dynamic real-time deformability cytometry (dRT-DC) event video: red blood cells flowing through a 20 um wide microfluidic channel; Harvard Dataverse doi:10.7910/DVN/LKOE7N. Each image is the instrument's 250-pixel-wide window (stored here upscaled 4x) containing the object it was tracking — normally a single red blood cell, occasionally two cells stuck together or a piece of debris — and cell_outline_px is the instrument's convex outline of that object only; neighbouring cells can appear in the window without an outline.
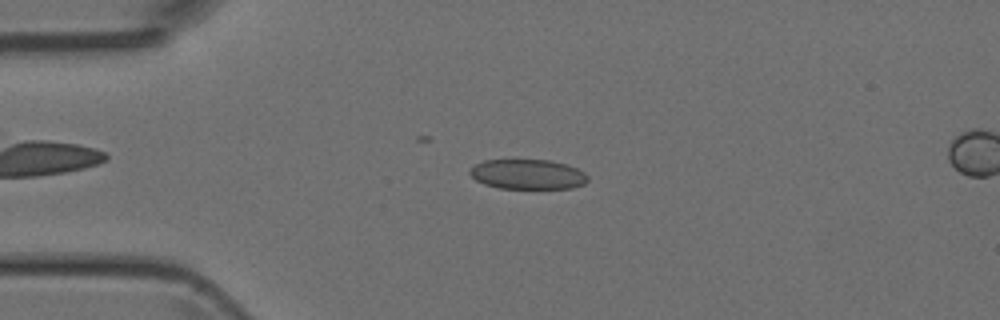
{"species": "Egyptian fruit bat (a non-hibernating species)", "species_latin": "Rousettus aegyptiacus", "temperature_condition": "room temperature", "stored_images_in_passage": 26, "camera_frame_rate_fps": 3000, "um_per_image_px": 0.085, "animal": {"sex": "female"}, "frame": {"image": 1, "passage_image": 10, "time_ms": 3.0, "image_size_px": [1000, 320], "cell_outline_px": [[588, 180], [584, 184], [572, 188], [500, 188], [484, 184], [476, 180], [468, 172], [468, 168], [484, 160], [548, 160], [564, 164], [576, 168], [584, 172], [588, 176]], "centroid_in_image_um": [44.83, 14.81], "position_along_channel_um": 40.2, "area_um2": 20.46}}
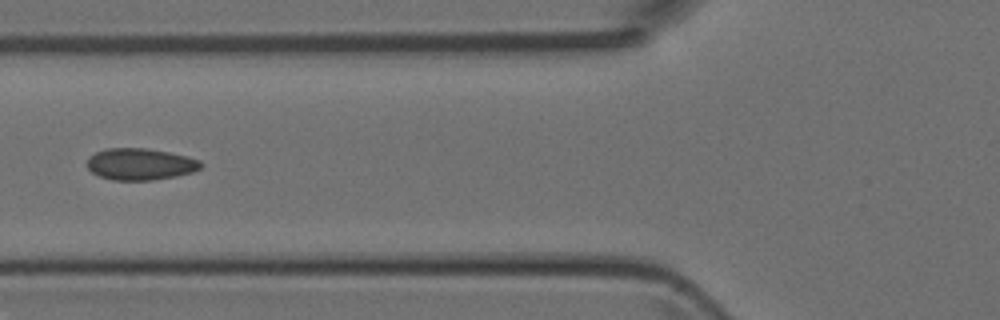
{"frame": {"image": 2, "passage_image": 17, "time_ms": 5.333, "image_size_px": [1000, 320], "cell_outline_px": [[204, 164], [200, 168], [192, 172], [176, 176], [152, 180], [112, 180], [100, 176], [92, 172], [88, 168], [88, 156], [96, 152], [108, 148], [144, 148], [168, 152], [188, 156], [200, 160]], "centroid_in_image_um": [11.94, 13.95], "position_along_channel_um": 113.9, "area_um2": 20.98}}
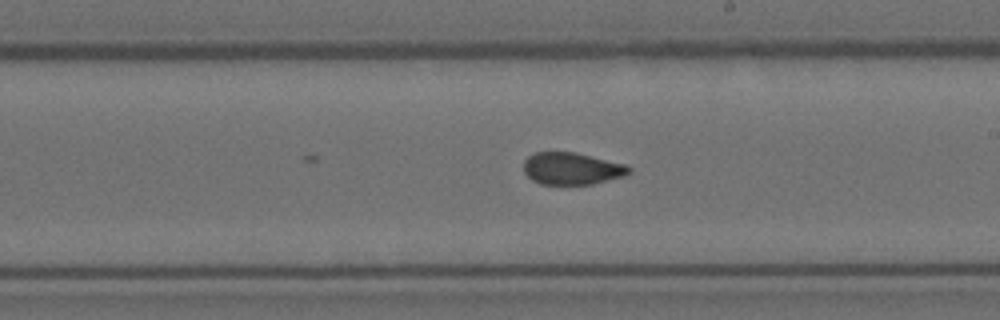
{"frame": {"image": 3, "passage_image": 26, "time_ms": 8.333, "image_size_px": [1000, 320], "cell_outline_px": [[632, 172], [624, 176], [592, 184], [540, 184], [532, 180], [524, 172], [524, 160], [528, 156], [536, 152], [576, 152], [624, 164], [632, 168]], "centroid_in_image_um": [48.6, 14.32], "position_along_channel_um": 240.4, "area_um2": 19.71}}